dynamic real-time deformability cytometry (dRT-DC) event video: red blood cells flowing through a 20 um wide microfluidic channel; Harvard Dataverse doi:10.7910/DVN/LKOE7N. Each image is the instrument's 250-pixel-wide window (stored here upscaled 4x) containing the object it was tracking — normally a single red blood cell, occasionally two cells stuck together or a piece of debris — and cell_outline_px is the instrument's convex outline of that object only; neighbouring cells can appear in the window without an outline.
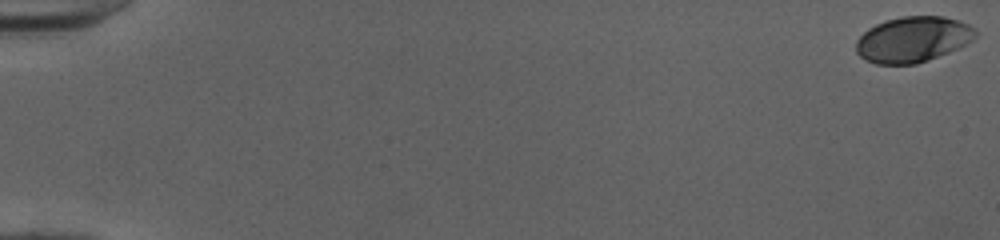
{"species": "human", "species_latin": "Homo sapiens", "temperature_condition": "cold", "stored_images_in_passage": 53, "camera_frame_rate_fps": 3000, "um_per_image_px": 0.085, "donor": {"sex": "female"}, "frame": {"image": 1, "passage_image": 1, "time_ms": 0.0, "image_size_px": [1000, 240], "cell_outline_px": [[976, 36], [972, 40], [948, 52], [928, 60], [916, 64], [876, 64], [864, 60], [856, 52], [856, 40], [868, 28], [884, 20], [904, 16], [944, 16], [968, 24], [976, 28]], "centroid_in_image_um": [77.56, 3.35], "position_along_channel_um": 7.4, "area_um2": 31.73}}
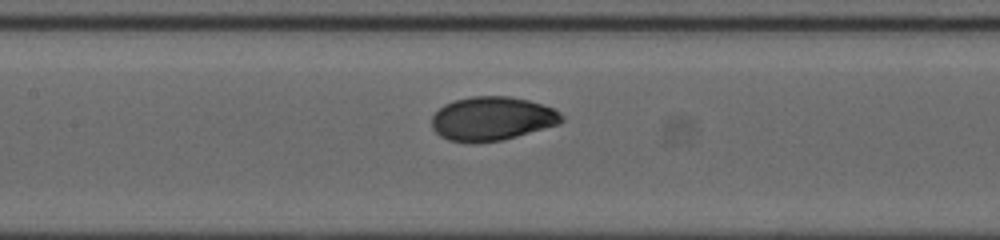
{"frame": {"image": 2, "passage_image": 27, "time_ms": 8.667, "image_size_px": [1000, 240], "cell_outline_px": [[564, 120], [560, 124], [516, 136], [500, 140], [476, 144], [472, 144], [448, 140], [440, 136], [432, 128], [432, 116], [444, 104], [456, 100], [472, 96], [508, 96], [528, 100], [552, 108], [560, 112], [564, 116]], "centroid_in_image_um": [41.81, 10.1], "position_along_channel_um": 165.6, "area_um2": 33.29}}
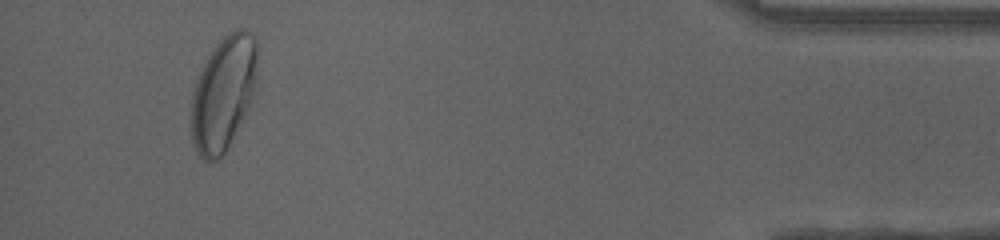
{"frame": {"image": 3, "passage_image": 50, "time_ms": 16.333, "image_size_px": [1000, 240], "cell_outline_px": [[256, 84], [248, 104], [228, 148], [216, 160], [204, 160], [196, 152], [192, 140], [192, 92], [200, 72], [208, 56], [220, 40], [228, 32], [236, 28], [244, 28], [252, 32], [256, 36]], "centroid_in_image_um": [18.98, 7.88], "position_along_channel_um": 416.2, "area_um2": 43.35}, "authors_computed_cell_mechanics": {"area_um2": 32.8882, "velocity_mm_per_s": 4.0031, "shape_relaxation_time_tau1_ms": 3.279, "shape_relaxation_time_tau2_ms": null, "deformation_change_tau1": 0.1438, "deformation_change_tau2": null}}